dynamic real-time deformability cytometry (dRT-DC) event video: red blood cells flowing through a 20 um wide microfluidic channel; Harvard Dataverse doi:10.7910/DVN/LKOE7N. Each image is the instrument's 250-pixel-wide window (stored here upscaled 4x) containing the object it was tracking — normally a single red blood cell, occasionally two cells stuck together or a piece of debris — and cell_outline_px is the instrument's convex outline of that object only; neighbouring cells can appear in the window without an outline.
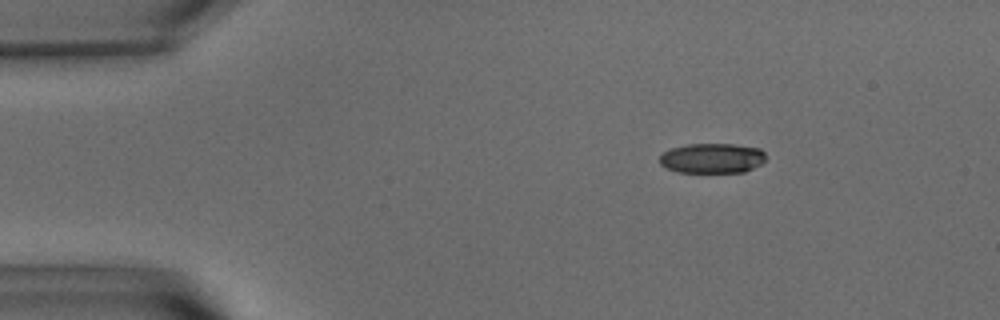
{"species": "common noctule bat (a hibernating species)", "species_latin": "Nyctalus noctula", "temperature_condition": "warm", "stored_images_in_passage": 48, "camera_frame_rate_fps": 3000, "um_per_image_px": 0.085, "animal": {"sex": "male", "body_mass_g": 15.6}, "frame": {"image": 1, "passage_image": 1, "time_ms": 0.0, "image_size_px": [1000, 320], "cell_outline_px": [[764, 160], [760, 164], [744, 172], [680, 172], [668, 168], [660, 164], [660, 156], [664, 152], [672, 148], [688, 144], [736, 144], [760, 148], [764, 152]], "centroid_in_image_um": [60.54, 13.44], "position_along_channel_um": 24.5, "area_um2": 18.38}}
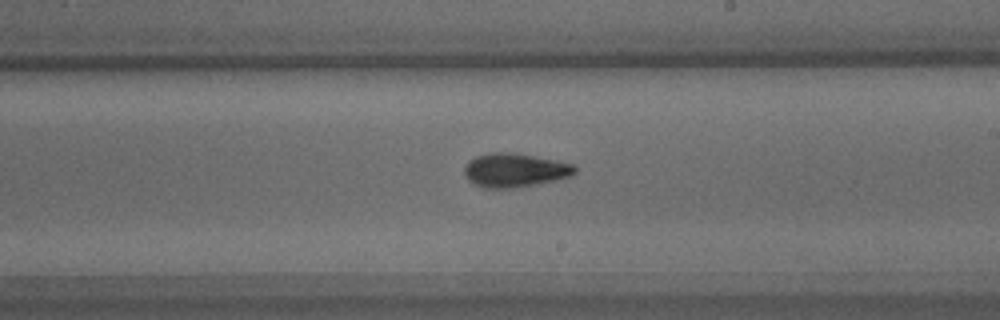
{"frame": {"image": 2, "passage_image": 25, "time_ms": 8.0, "image_size_px": [1000, 320], "cell_outline_px": [[576, 172], [572, 176], [556, 180], [536, 184], [512, 188], [484, 188], [472, 184], [464, 176], [464, 168], [468, 160], [476, 156], [488, 152], [508, 152], [556, 160], [572, 164], [576, 168]], "centroid_in_image_um": [43.71, 14.47], "position_along_channel_um": 245.3, "area_um2": 21.91}}
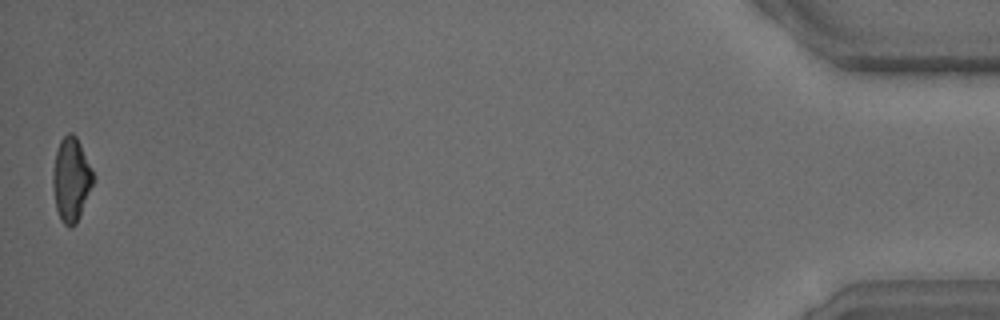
{"frame": {"image": 3, "passage_image": 48, "time_ms": 15.667, "image_size_px": [1000, 320], "cell_outline_px": [[96, 176], [80, 216], [76, 224], [72, 228], [68, 228], [60, 220], [56, 208], [52, 188], [52, 172], [56, 152], [60, 140], [68, 132], [72, 132], [76, 136]], "centroid_in_image_um": [6.05, 15.28], "position_along_channel_um": 429.2, "area_um2": 20.0}, "authors_computed_cell_mechanics": {"area_um2": 20.1433, "velocity_mm_per_s": 3.6317, "shape_relaxation_time_tau1_ms": 4.3832, "shape_relaxation_time_tau2_ms": 3.5663, "deformation_change_tau1": 0.1841, "deformation_change_tau2": 0.1071}}